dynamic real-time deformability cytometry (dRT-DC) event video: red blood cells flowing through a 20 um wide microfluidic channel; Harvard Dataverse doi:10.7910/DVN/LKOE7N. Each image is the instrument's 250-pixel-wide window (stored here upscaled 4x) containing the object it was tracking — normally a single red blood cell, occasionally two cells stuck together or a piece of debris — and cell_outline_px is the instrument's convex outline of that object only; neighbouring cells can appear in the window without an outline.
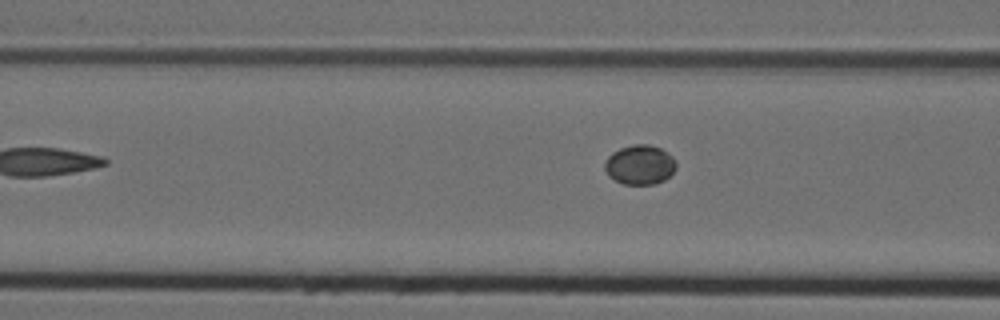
{"species": "Egyptian fruit bat (a non-hibernating species)", "species_latin": "Rousettus aegyptiacus", "temperature_condition": "cold", "stored_images_in_passage": 6, "camera_frame_rate_fps": 3000, "um_per_image_px": 0.085, "animal": {"sex": "female"}, "frame": {"image": 1, "passage_image": 6, "time_ms": 1.667, "image_size_px": [1000, 320], "cell_outline_px": [[676, 168], [664, 180], [656, 184], [624, 184], [608, 176], [604, 168], [604, 164], [608, 156], [612, 152], [620, 148], [632, 144], [648, 144], [660, 148], [668, 152], [676, 160]], "centroid_in_image_um": [54.38, 13.99], "position_along_channel_um": 112.2, "area_um2": 16.53}}